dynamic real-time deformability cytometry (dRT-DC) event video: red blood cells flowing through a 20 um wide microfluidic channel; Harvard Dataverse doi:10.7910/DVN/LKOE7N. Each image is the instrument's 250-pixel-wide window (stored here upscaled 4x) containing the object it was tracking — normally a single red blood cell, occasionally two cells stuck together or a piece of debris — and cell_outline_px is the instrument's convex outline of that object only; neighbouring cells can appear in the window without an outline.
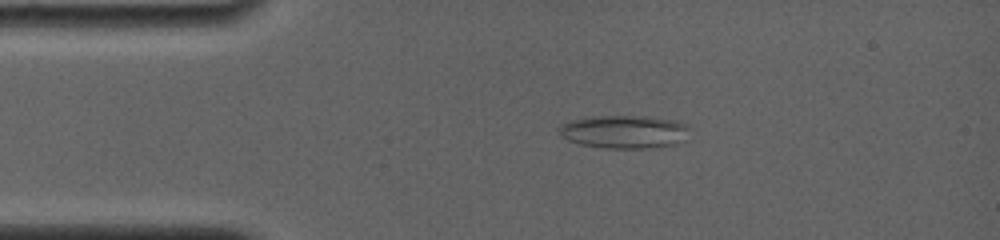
{"species": "common noctule bat (a hibernating species)", "species_latin": "Nyctalus noctula", "temperature_condition": "room temperature", "stored_images_in_passage": 11, "camera_frame_rate_fps": 4000, "um_per_image_px": 0.085, "animal": {"sex": "female", "body_mass_g": 19.0, "forearm_length_mm": 56.7}, "frame": {"image": 1, "passage_image": 1, "time_ms": 0.0, "image_size_px": [1000, 240], "cell_outline_px": [[692, 128], [684, 140], [672, 144], [648, 148], [604, 148], [580, 144], [568, 140], [556, 128], [568, 120], [592, 116], [648, 116], [676, 120], [688, 124]], "centroid_in_image_um": [53.09, 11.18], "position_along_channel_um": 31.9, "area_um2": 25.43}}
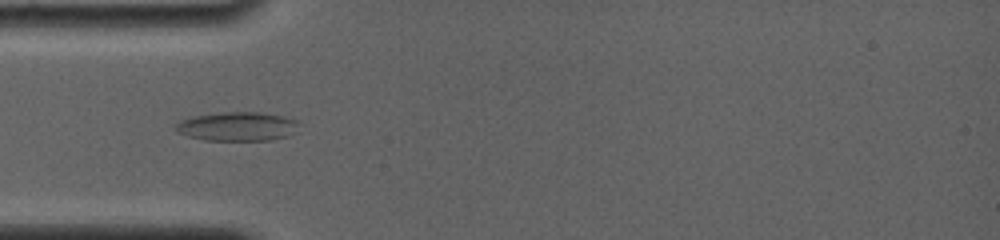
{"frame": {"image": 2, "passage_image": 10, "time_ms": 1.75, "image_size_px": [1000, 240], "cell_outline_px": [[296, 124], [292, 132], [288, 136], [272, 140], [204, 140], [188, 136], [176, 132], [176, 124], [180, 120], [192, 116], [224, 112], [260, 112], [284, 116], [296, 120]], "centroid_in_image_um": [20.12, 10.74], "position_along_channel_um": 64.9, "area_um2": 20.63}}